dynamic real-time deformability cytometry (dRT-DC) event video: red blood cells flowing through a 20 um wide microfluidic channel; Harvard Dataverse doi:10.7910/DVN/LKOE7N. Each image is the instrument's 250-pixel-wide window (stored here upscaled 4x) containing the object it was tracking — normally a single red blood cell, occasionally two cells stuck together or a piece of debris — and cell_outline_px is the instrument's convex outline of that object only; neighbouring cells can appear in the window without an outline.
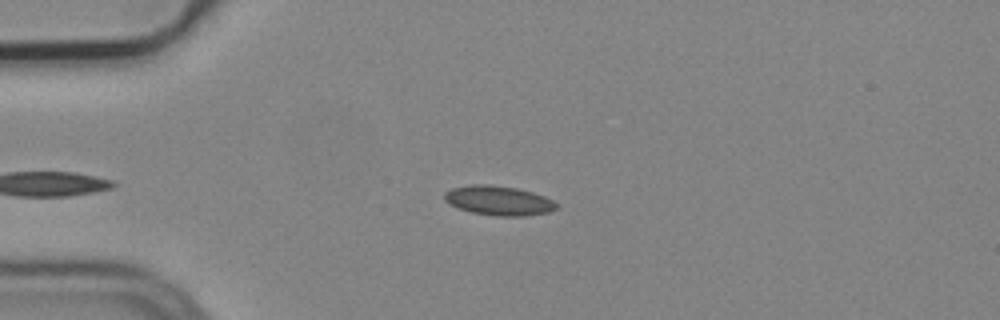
{"species": "common noctule bat (a hibernating species)", "species_latin": "Nyctalus noctula", "temperature_condition": "cold", "stored_images_in_passage": 9, "camera_frame_rate_fps": 3000, "um_per_image_px": 0.085, "animal": {"sex": "male", "body_mass_g": 19.2, "forearm_length_mm": 51.8}, "frame": {"image": 1, "passage_image": 3, "time_ms": 0.667, "image_size_px": [1000, 320], "cell_outline_px": [[556, 208], [548, 212], [524, 216], [496, 216], [472, 212], [448, 204], [444, 200], [444, 192], [452, 188], [468, 184], [488, 184], [516, 188], [532, 192], [544, 196], [552, 200], [556, 204]], "centroid_in_image_um": [42.33, 17.04], "position_along_channel_um": 42.7, "area_um2": 19.19}}
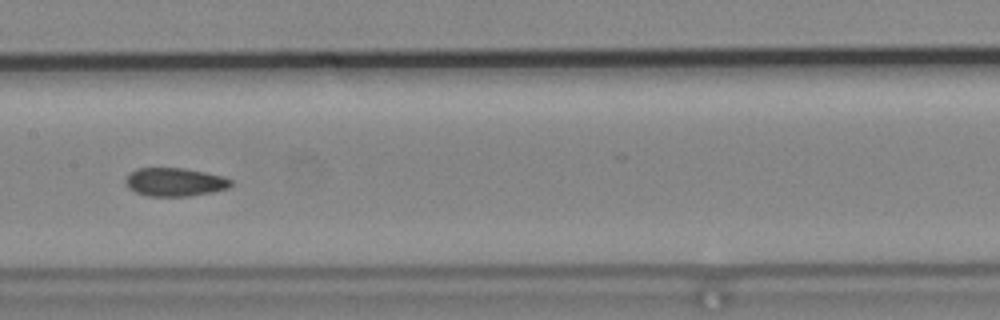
{"frame": {"image": 2, "passage_image": 7, "time_ms": 2.0, "image_size_px": [1000, 320], "cell_outline_px": [[232, 184], [228, 188], [212, 192], [188, 196], [148, 196], [136, 192], [128, 188], [124, 180], [136, 168], [184, 168], [204, 172], [220, 176], [232, 180]], "centroid_in_image_um": [14.84, 15.47], "position_along_channel_um": 192.6, "area_um2": 17.28}}
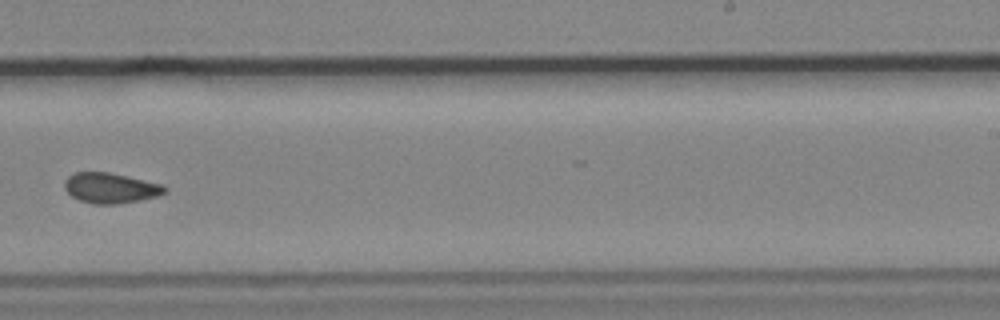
{"frame": {"image": 3, "passage_image": 9, "time_ms": 2.667, "image_size_px": [1000, 320], "cell_outline_px": [[168, 192], [156, 196], [140, 200], [116, 204], [92, 204], [80, 200], [72, 196], [64, 188], [64, 180], [68, 176], [76, 172], [108, 172], [160, 184], [168, 188]], "centroid_in_image_um": [9.37, 15.98], "position_along_channel_um": 279.6, "area_um2": 17.57}}